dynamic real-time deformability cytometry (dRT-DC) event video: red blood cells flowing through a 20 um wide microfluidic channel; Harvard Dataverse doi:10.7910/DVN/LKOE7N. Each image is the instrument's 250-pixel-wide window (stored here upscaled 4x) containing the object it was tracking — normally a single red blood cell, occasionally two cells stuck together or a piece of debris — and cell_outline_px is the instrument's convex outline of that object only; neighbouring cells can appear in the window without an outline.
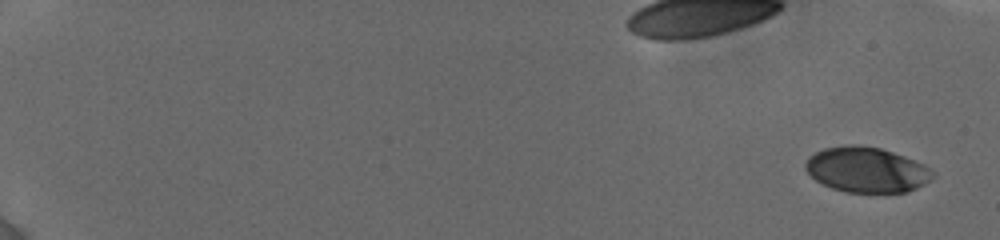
{"species": "human", "species_latin": "Homo sapiens", "temperature_condition": "cold", "stored_images_in_passage": 17, "camera_frame_rate_fps": 3000, "um_per_image_px": 0.085, "donor": {"sex": "female"}, "frame": {"image": 1, "passage_image": 1, "time_ms": 0.0, "image_size_px": [1000, 240], "cell_outline_px": [[932, 176], [928, 180], [916, 188], [904, 192], [844, 192], [832, 188], [816, 180], [804, 168], [804, 164], [816, 152], [824, 148], [852, 144], [880, 148], [892, 152], [924, 164], [932, 172]], "centroid_in_image_um": [73.62, 14.43], "position_along_channel_um": 11.4, "area_um2": 32.95}}
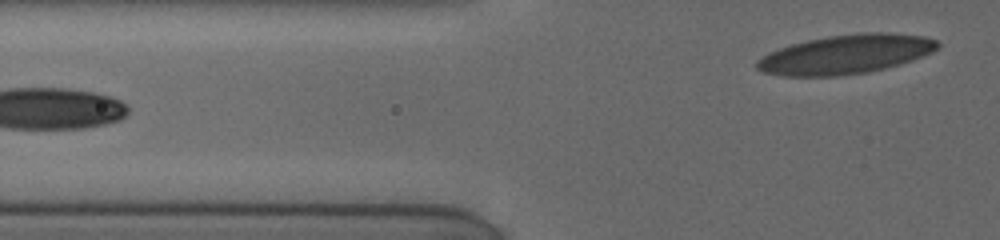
{"frame": {"image": 2, "passage_image": 17, "time_ms": 8.333, "image_size_px": [1000, 240], "cell_outline_px": [[940, 48], [932, 52], [912, 60], [900, 64], [868, 72], [840, 76], [784, 76], [764, 72], [756, 68], [756, 60], [760, 56], [768, 52], [792, 44], [808, 40], [828, 36], [864, 32], [892, 32], [924, 36], [936, 40], [940, 44]], "centroid_in_image_um": [71.9, 4.61], "position_along_channel_um": 53.9, "area_um2": 41.38}}